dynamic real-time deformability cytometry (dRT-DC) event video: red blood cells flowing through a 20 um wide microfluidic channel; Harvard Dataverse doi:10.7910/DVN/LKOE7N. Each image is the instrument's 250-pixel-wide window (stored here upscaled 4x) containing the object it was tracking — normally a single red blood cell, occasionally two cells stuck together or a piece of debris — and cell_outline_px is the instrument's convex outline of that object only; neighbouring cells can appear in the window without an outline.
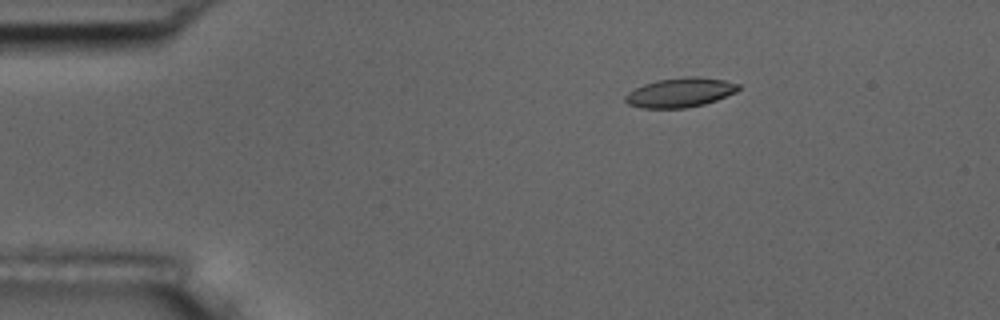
{"species": "common noctule bat (a hibernating species)", "species_latin": "Nyctalus noctula", "temperature_condition": "room temperature", "stored_images_in_passage": 17, "camera_frame_rate_fps": 3000, "um_per_image_px": 0.085, "animal": {"sex": "male", "body_mass_g": 17.5, "forearm_length_mm": 52.3}, "frame": {"image": 1, "passage_image": 3, "time_ms": 0.667, "image_size_px": [1000, 320], "cell_outline_px": [[740, 88], [736, 92], [716, 100], [704, 104], [684, 108], [640, 108], [628, 104], [624, 100], [624, 96], [628, 92], [644, 84], [656, 80], [684, 76], [696, 76], [724, 80], [740, 84]], "centroid_in_image_um": [57.8, 7.86], "position_along_channel_um": 27.2, "area_um2": 19.48}}
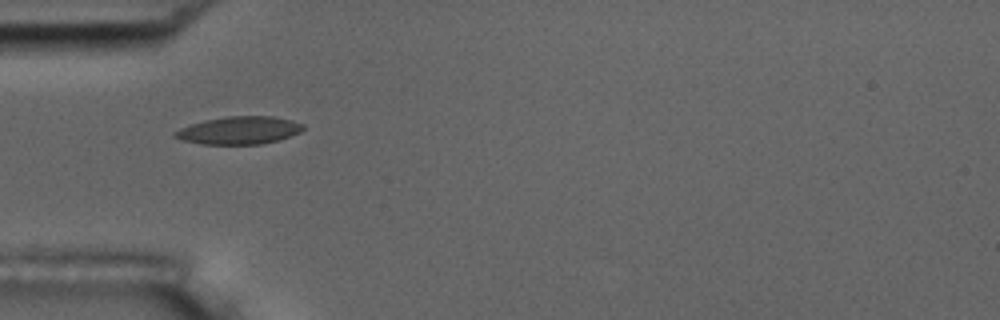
{"frame": {"image": 2, "passage_image": 11, "time_ms": 3.333, "image_size_px": [1000, 320], "cell_outline_px": [[304, 128], [300, 132], [280, 140], [260, 144], [200, 144], [184, 140], [172, 136], [172, 132], [180, 128], [204, 120], [228, 116], [272, 116], [292, 120], [304, 124]], "centroid_in_image_um": [20.33, 11.08], "position_along_channel_um": 64.7, "area_um2": 20.75}}
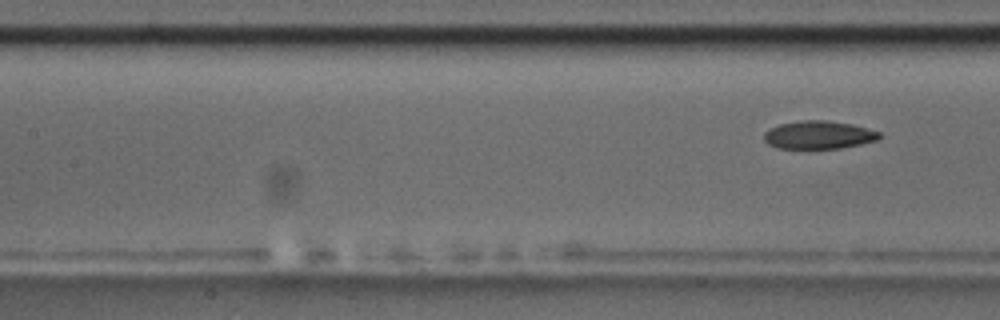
{"frame": {"image": 3, "passage_image": 17, "time_ms": 5.333, "image_size_px": [1000, 320], "cell_outline_px": [[884, 136], [876, 140], [860, 144], [840, 148], [776, 148], [768, 144], [764, 140], [764, 132], [768, 128], [780, 124], [800, 120], [828, 120], [852, 124], [868, 128], [880, 132]], "centroid_in_image_um": [69.59, 11.46], "position_along_channel_um": 137.8, "area_um2": 19.02}}